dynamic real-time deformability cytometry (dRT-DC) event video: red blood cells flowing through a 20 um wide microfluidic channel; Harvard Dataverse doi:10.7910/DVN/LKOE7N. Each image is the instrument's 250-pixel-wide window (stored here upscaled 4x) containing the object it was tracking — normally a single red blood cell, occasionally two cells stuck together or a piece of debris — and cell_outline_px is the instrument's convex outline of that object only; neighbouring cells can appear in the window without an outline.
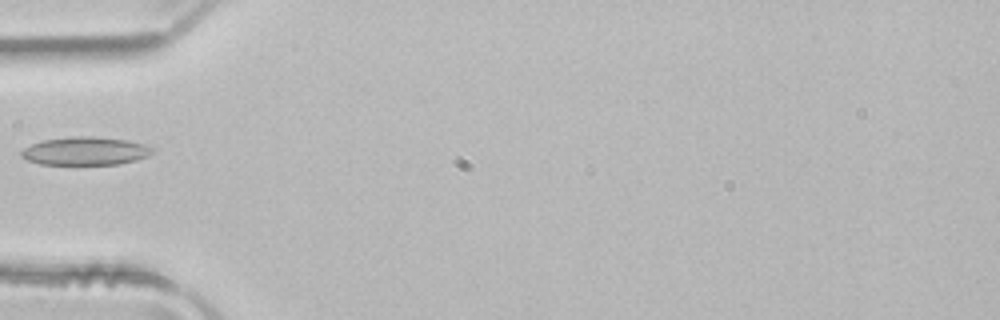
{"species": "common noctule bat (a hibernating species)", "species_latin": "Nyctalus noctula", "temperature_condition": "room temperature", "stored_images_in_passage": 35, "camera_frame_rate_fps": 3000, "um_per_image_px": 0.085, "animal": {"sex": "male", "body_mass_g": 21.5, "forearm_length_mm": 52.0}, "frame": {"image": 1, "passage_image": 1, "time_ms": 0.0, "image_size_px": [1000, 320], "cell_outline_px": [[152, 152], [148, 156], [136, 160], [120, 164], [40, 164], [28, 160], [20, 156], [20, 152], [24, 148], [32, 144], [44, 140], [72, 136], [92, 136], [128, 140], [152, 148]], "centroid_in_image_um": [7.22, 12.84], "position_along_channel_um": 77.8, "area_um2": 21.33}}
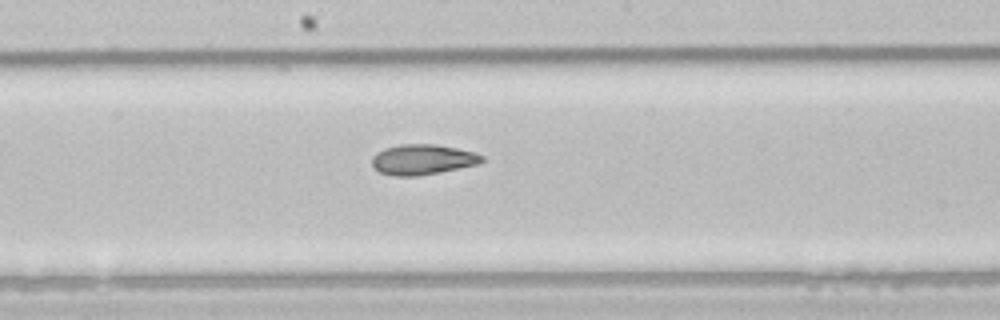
{"frame": {"image": 2, "passage_image": 11, "time_ms": 3.333, "image_size_px": [1000, 320], "cell_outline_px": [[484, 160], [480, 164], [440, 172], [416, 176], [392, 176], [380, 172], [372, 164], [372, 156], [376, 152], [384, 148], [400, 144], [436, 144], [476, 152], [484, 156]], "centroid_in_image_um": [35.94, 13.55], "position_along_channel_um": 212.3, "area_um2": 19.59}}
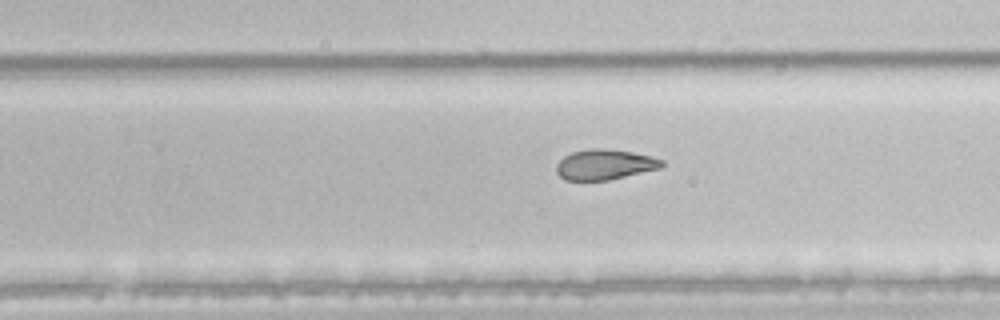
{"frame": {"image": 3, "passage_image": 16, "time_ms": 5.0, "image_size_px": [1000, 320], "cell_outline_px": [[664, 164], [660, 168], [608, 180], [564, 180], [556, 172], [556, 164], [564, 156], [572, 152], [588, 148], [604, 148], [632, 152], [652, 156], [664, 160]], "centroid_in_image_um": [51.39, 13.97], "position_along_channel_um": 278.4, "area_um2": 18.67}}